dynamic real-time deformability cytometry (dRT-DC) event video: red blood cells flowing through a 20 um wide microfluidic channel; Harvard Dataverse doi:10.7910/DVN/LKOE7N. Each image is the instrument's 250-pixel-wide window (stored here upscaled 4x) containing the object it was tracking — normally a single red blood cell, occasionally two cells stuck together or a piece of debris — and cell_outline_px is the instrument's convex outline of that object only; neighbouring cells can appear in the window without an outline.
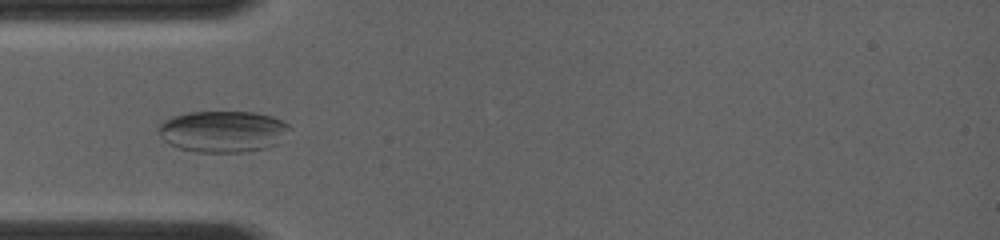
{"species": "common noctule bat (a hibernating species)", "species_latin": "Nyctalus noctula", "temperature_condition": "room temperature", "stored_images_in_passage": 19, "camera_frame_rate_fps": 4000, "um_per_image_px": 0.085, "animal": {"sex": "female", "body_mass_g": 19.0, "forearm_length_mm": 56.7}, "frame": {"image": 1, "passage_image": 9, "time_ms": 4.0, "image_size_px": [1000, 240], "cell_outline_px": [[292, 128], [280, 144], [268, 148], [244, 152], [196, 152], [180, 148], [164, 140], [156, 132], [156, 128], [164, 120], [188, 112], [256, 112], [272, 116], [288, 124]], "centroid_in_image_um": [18.99, 11.18], "position_along_channel_um": 66.0, "area_um2": 32.02}}
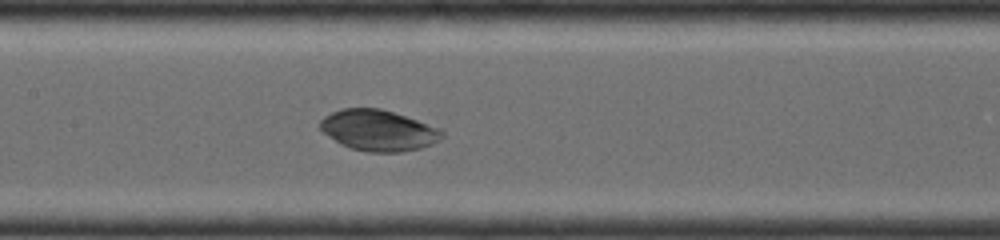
{"frame": {"image": 2, "passage_image": 14, "time_ms": 6.5, "image_size_px": [1000, 240], "cell_outline_px": [[444, 136], [440, 140], [432, 144], [420, 148], [400, 152], [368, 152], [352, 148], [340, 144], [324, 132], [320, 128], [320, 120], [324, 116], [332, 112], [344, 108], [380, 108], [440, 128], [444, 132]], "centroid_in_image_um": [32.17, 11.08], "position_along_channel_um": 175.2, "area_um2": 28.84}}
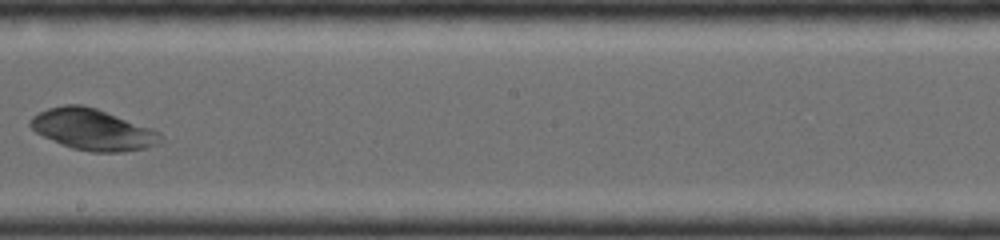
{"frame": {"image": 3, "passage_image": 17, "time_ms": 8.0, "image_size_px": [1000, 240], "cell_outline_px": [[164, 140], [144, 148], [120, 152], [92, 152], [72, 148], [44, 136], [36, 132], [28, 124], [32, 116], [48, 108], [64, 104], [80, 104], [96, 108], [152, 128], [160, 132]], "centroid_in_image_um": [7.88, 11.0], "position_along_channel_um": 240.3, "area_um2": 30.98}}